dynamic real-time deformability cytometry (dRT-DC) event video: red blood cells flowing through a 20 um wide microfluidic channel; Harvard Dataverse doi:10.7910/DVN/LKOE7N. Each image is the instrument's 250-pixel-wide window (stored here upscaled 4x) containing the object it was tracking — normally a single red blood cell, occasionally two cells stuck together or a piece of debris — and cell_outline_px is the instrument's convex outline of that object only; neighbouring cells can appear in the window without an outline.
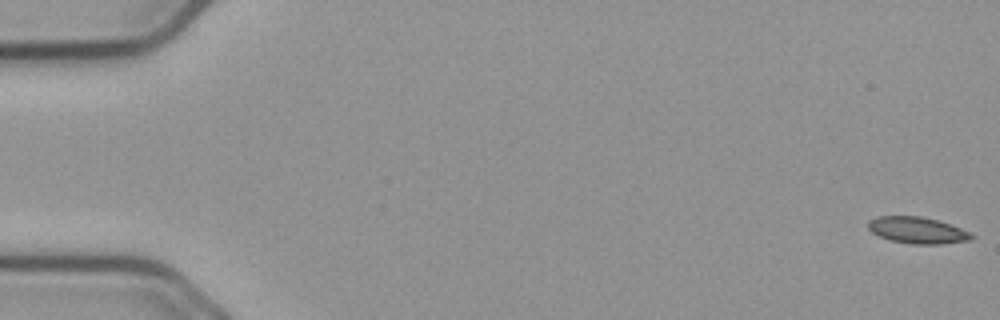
{"species": "common noctule bat (a hibernating species)", "species_latin": "Nyctalus noctula", "temperature_condition": "cold", "stored_images_in_passage": 57, "camera_frame_rate_fps": 3000, "um_per_image_px": 0.085, "animal": {"sex": "male", "body_mass_g": 23.1, "forearm_length_mm": 52.7}, "frame": {"image": 1, "passage_image": 1, "time_ms": 0.0, "image_size_px": [1000, 320], "cell_outline_px": [[976, 236], [968, 240], [940, 244], [912, 244], [892, 240], [880, 236], [872, 232], [868, 228], [868, 220], [876, 216], [920, 216], [936, 220], [960, 228]], "centroid_in_image_um": [77.94, 19.56], "position_along_channel_um": 7.1, "area_um2": 15.72}}
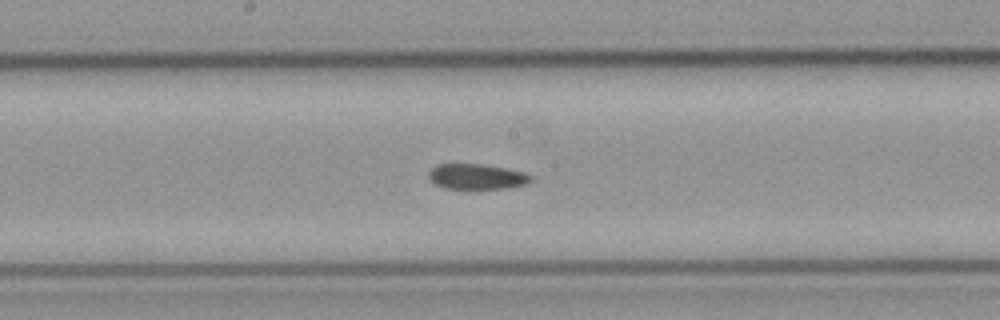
{"frame": {"image": 2, "passage_image": 30, "time_ms": 9.667, "image_size_px": [1000, 320], "cell_outline_px": [[532, 180], [528, 184], [508, 188], [444, 188], [436, 184], [428, 176], [428, 172], [436, 164], [480, 164], [504, 168], [524, 172], [532, 176]], "centroid_in_image_um": [40.54, 15.01], "position_along_channel_um": 207.7, "area_um2": 14.97}}
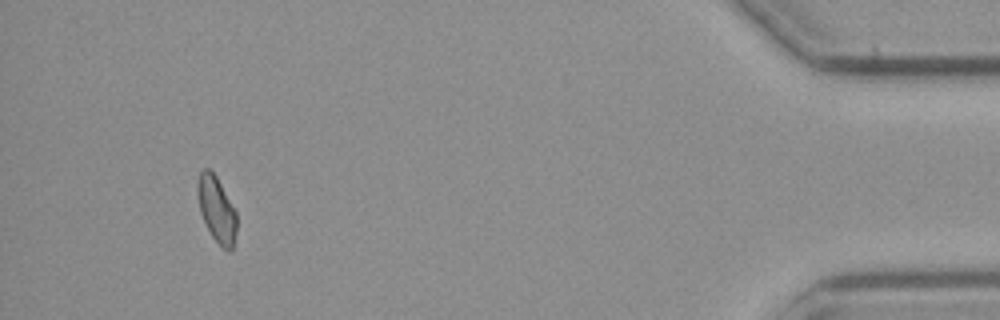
{"frame": {"image": 3, "passage_image": 53, "time_ms": 17.333, "image_size_px": [1000, 320], "cell_outline_px": [[236, 232], [232, 252], [228, 252], [212, 236], [200, 212], [196, 188], [196, 184], [200, 172], [204, 168], [208, 168], [216, 176], [236, 212]], "centroid_in_image_um": [18.4, 17.79], "position_along_channel_um": 416.8, "area_um2": 14.8}, "authors_computed_cell_mechanics": {"area_um2": 15.895, "velocity_mm_per_s": 3.6737, "shape_relaxation_time_tau1_ms": null, "shape_relaxation_time_tau2_ms": 5.882, "deformation_change_tau1": null, "deformation_change_tau2": 0.0946}}